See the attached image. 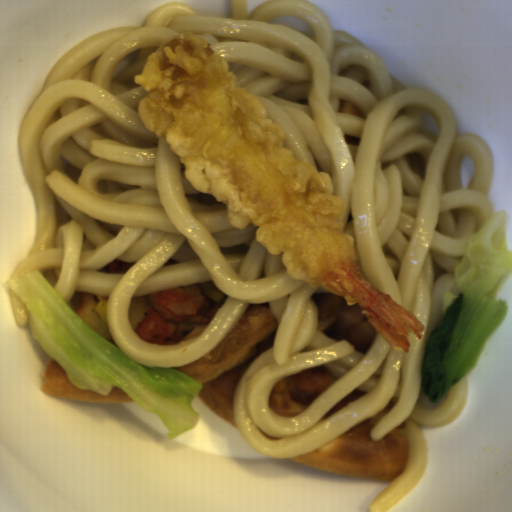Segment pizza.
I'll use <instances>...</instances> for the list:
<instances>
[{"label":"pizza","mask_w":512,"mask_h":512,"mask_svg":"<svg viewBox=\"0 0 512 512\" xmlns=\"http://www.w3.org/2000/svg\"><path fill=\"white\" fill-rule=\"evenodd\" d=\"M152 294L138 296V297H132V299H131L127 317H128L129 324L132 327L134 333L139 329V327L144 319L145 312L148 307V304H149Z\"/></svg>","instance_id":"obj_7"},{"label":"pizza","mask_w":512,"mask_h":512,"mask_svg":"<svg viewBox=\"0 0 512 512\" xmlns=\"http://www.w3.org/2000/svg\"><path fill=\"white\" fill-rule=\"evenodd\" d=\"M109 297H99L84 292L74 293L69 305L79 317L100 337L118 348L108 325L107 304ZM119 349V348H118Z\"/></svg>","instance_id":"obj_6"},{"label":"pizza","mask_w":512,"mask_h":512,"mask_svg":"<svg viewBox=\"0 0 512 512\" xmlns=\"http://www.w3.org/2000/svg\"><path fill=\"white\" fill-rule=\"evenodd\" d=\"M135 264L125 262L119 259H114L110 264L97 271L113 272V273H125Z\"/></svg>","instance_id":"obj_8"},{"label":"pizza","mask_w":512,"mask_h":512,"mask_svg":"<svg viewBox=\"0 0 512 512\" xmlns=\"http://www.w3.org/2000/svg\"><path fill=\"white\" fill-rule=\"evenodd\" d=\"M392 408L388 404L330 443L290 459L348 479L393 482L403 474L410 455L404 425L400 424L377 441L370 436L373 427Z\"/></svg>","instance_id":"obj_2"},{"label":"pizza","mask_w":512,"mask_h":512,"mask_svg":"<svg viewBox=\"0 0 512 512\" xmlns=\"http://www.w3.org/2000/svg\"><path fill=\"white\" fill-rule=\"evenodd\" d=\"M42 394L80 402L133 401L121 388L112 387L107 396L89 389H79L68 378L66 370L49 356L43 370Z\"/></svg>","instance_id":"obj_3"},{"label":"pizza","mask_w":512,"mask_h":512,"mask_svg":"<svg viewBox=\"0 0 512 512\" xmlns=\"http://www.w3.org/2000/svg\"><path fill=\"white\" fill-rule=\"evenodd\" d=\"M196 284L202 293L201 305L191 317L177 324L174 332L165 340L163 345L187 342L199 335L228 297L213 284L212 280Z\"/></svg>","instance_id":"obj_4"},{"label":"pizza","mask_w":512,"mask_h":512,"mask_svg":"<svg viewBox=\"0 0 512 512\" xmlns=\"http://www.w3.org/2000/svg\"><path fill=\"white\" fill-rule=\"evenodd\" d=\"M279 324L270 302L249 304L220 344L192 363L172 369L202 384L198 400L237 427L234 392L254 360L274 347Z\"/></svg>","instance_id":"obj_1"},{"label":"pizza","mask_w":512,"mask_h":512,"mask_svg":"<svg viewBox=\"0 0 512 512\" xmlns=\"http://www.w3.org/2000/svg\"><path fill=\"white\" fill-rule=\"evenodd\" d=\"M171 263H180V262L175 261V260H173V259H171V258H170V259L167 261V263H166L165 265H168V264H171ZM165 265H164V266H165Z\"/></svg>","instance_id":"obj_9"},{"label":"pizza","mask_w":512,"mask_h":512,"mask_svg":"<svg viewBox=\"0 0 512 512\" xmlns=\"http://www.w3.org/2000/svg\"><path fill=\"white\" fill-rule=\"evenodd\" d=\"M296 375L287 376L273 387L268 401L276 414L301 415L326 390H302L296 385Z\"/></svg>","instance_id":"obj_5"}]
</instances>
